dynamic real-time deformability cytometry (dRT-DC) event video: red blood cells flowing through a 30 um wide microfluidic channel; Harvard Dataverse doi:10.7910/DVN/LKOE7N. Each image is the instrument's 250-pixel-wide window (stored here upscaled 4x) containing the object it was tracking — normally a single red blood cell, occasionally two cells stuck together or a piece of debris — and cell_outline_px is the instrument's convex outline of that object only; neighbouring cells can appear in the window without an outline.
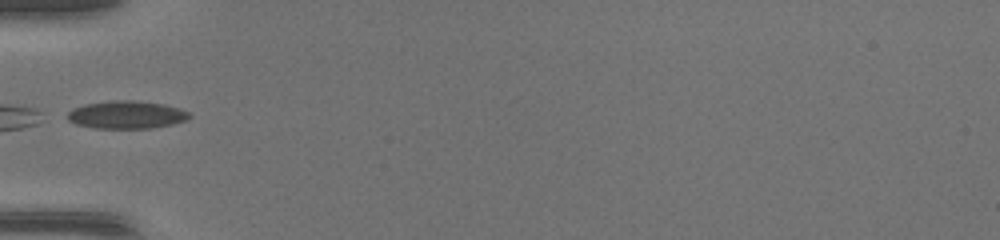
{"species": "common noctule bat (a hibernating species)", "species_latin": "Nyctalus noctula", "temperature_condition": "warm", "stored_images_in_passage": 29, "camera_frame_rate_fps": 3000, "um_per_image_px": 0.085, "animal": {"sex": "female", "body_mass_g": 17.0, "forearm_length_mm": 48.0}, "frame": {"image": 1, "passage_image": 1, "time_ms": 0.0, "image_size_px": [1000, 240], "cell_outline_px": [[192, 116], [188, 120], [172, 124], [152, 128], [92, 128], [76, 124], [68, 120], [68, 112], [72, 108], [84, 104], [116, 100], [132, 100], [164, 104], [180, 108], [188, 112]], "centroid_in_image_um": [10.77, 9.75], "position_along_channel_um": 74.2, "area_um2": 19.83}}
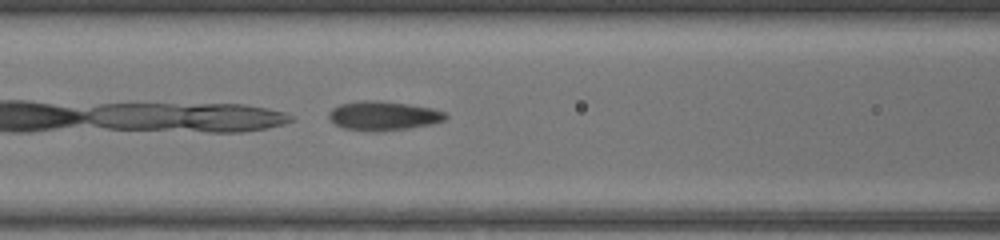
{"frame": {"image": 2, "passage_image": 5, "time_ms": 1.333, "image_size_px": [1000, 240], "cell_outline_px": [[448, 116], [444, 120], [432, 124], [408, 128], [344, 128], [336, 124], [328, 116], [328, 112], [332, 108], [340, 104], [360, 100], [380, 100], [408, 104], [432, 108], [444, 112]], "centroid_in_image_um": [32.61, 9.77], "position_along_channel_um": 134.0, "area_um2": 18.9}}
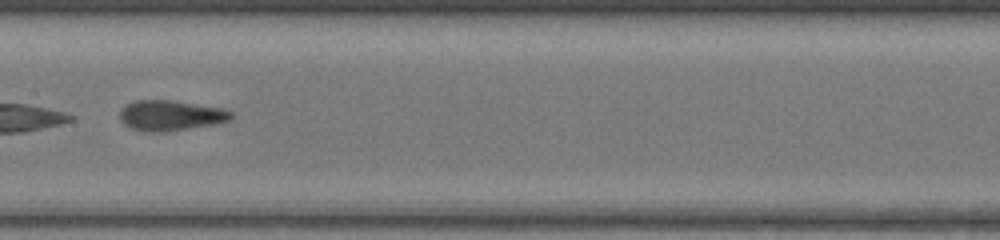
{"frame": {"image": 3, "passage_image": 9, "time_ms": 2.667, "image_size_px": [1000, 240], "cell_outline_px": [[236, 116], [232, 120], [216, 124], [164, 132], [144, 132], [132, 128], [124, 124], [120, 120], [120, 108], [124, 104], [136, 100], [176, 100], [220, 108], [232, 112]], "centroid_in_image_um": [14.5, 9.81], "position_along_channel_um": 192.9, "area_um2": 20.06}}